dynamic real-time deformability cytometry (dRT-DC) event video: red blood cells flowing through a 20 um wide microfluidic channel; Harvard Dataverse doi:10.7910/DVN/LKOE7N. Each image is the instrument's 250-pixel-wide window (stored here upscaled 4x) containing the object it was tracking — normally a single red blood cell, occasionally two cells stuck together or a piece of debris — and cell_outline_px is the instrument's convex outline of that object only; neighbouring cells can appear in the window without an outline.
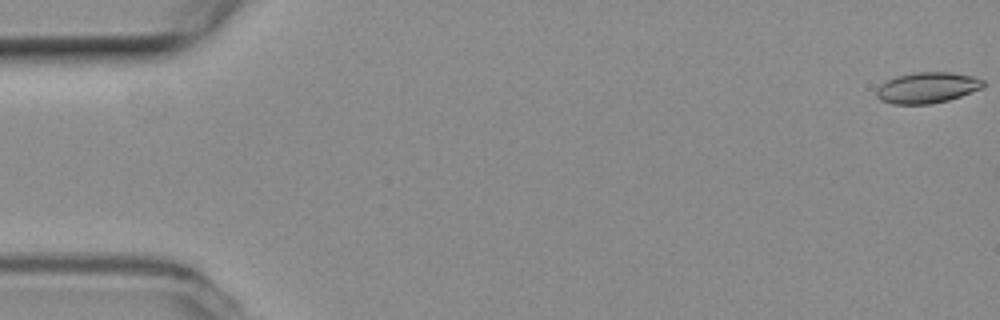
{"species": "common noctule bat (a hibernating species)", "species_latin": "Nyctalus noctula", "temperature_condition": "room temperature", "stored_images_in_passage": 55, "camera_frame_rate_fps": 3000, "um_per_image_px": 0.085, "animal": {"sex": "female", "body_mass_g": 19.3, "forearm_length_mm": 54.1}, "frame": {"image": 1, "passage_image": 1, "time_ms": 0.0, "image_size_px": [1000, 320], "cell_outline_px": [[984, 88], [948, 100], [928, 104], [892, 104], [880, 100], [876, 96], [876, 88], [880, 84], [896, 76], [916, 72], [952, 72], [972, 76], [984, 80]], "centroid_in_image_um": [78.8, 7.45], "position_along_channel_um": 6.2, "area_um2": 19.31}}
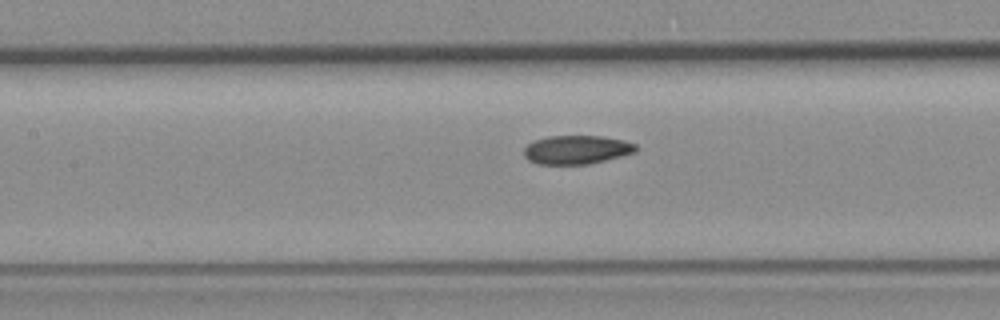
{"frame": {"image": 2, "passage_image": 25, "time_ms": 8.0, "image_size_px": [1000, 320], "cell_outline_px": [[636, 152], [588, 164], [536, 164], [528, 160], [524, 156], [524, 148], [528, 144], [536, 140], [548, 136], [600, 136], [624, 140], [636, 144]], "centroid_in_image_um": [48.99, 12.72], "position_along_channel_um": 158.4, "area_um2": 18.61}}
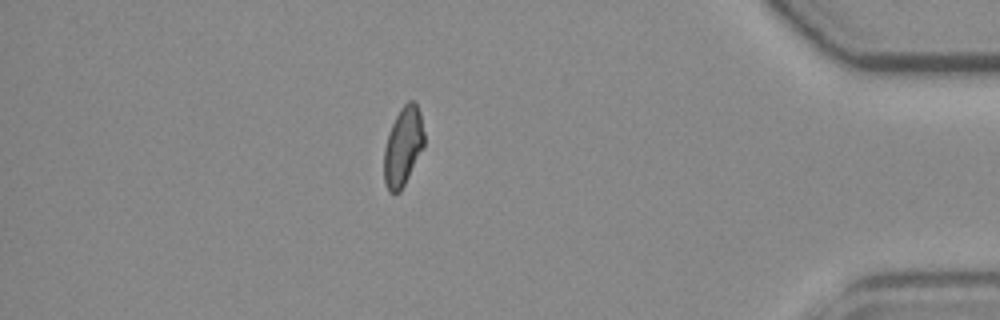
{"frame": {"image": 3, "passage_image": 48, "time_ms": 15.667, "image_size_px": [1000, 320], "cell_outline_px": [[424, 148], [400, 192], [388, 192], [384, 180], [384, 148], [392, 124], [400, 108], [408, 100], [416, 100], [420, 112], [424, 132]], "centroid_in_image_um": [34.28, 12.43], "position_along_channel_um": 400.9, "area_um2": 18.55}, "authors_computed_cell_mechanics": {"area_um2": 19.1318, "velocity_mm_per_s": 3.7487, "shape_relaxation_time_tau1_ms": 9.1441, "shape_relaxation_time_tau2_ms": 3.4704, "deformation_change_tau1": 0.1733, "deformation_change_tau2": 0.0809}}